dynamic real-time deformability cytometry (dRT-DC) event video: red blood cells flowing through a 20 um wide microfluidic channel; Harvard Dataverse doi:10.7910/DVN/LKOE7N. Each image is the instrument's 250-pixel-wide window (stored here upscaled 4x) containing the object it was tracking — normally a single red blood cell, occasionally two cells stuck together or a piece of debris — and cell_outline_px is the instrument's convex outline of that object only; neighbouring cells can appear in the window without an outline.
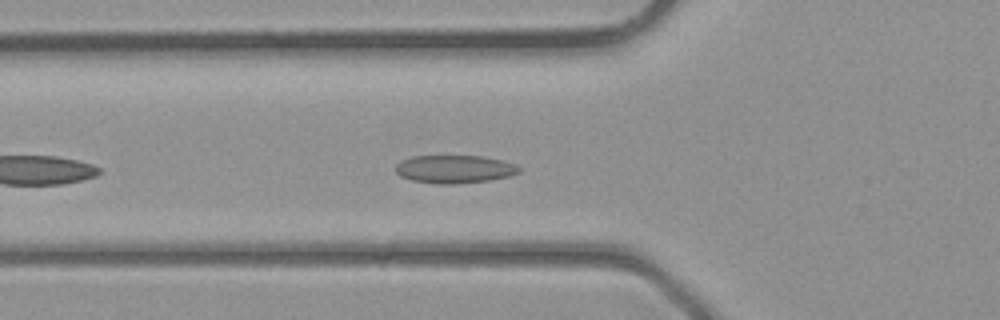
{"species": "common noctule bat (a hibernating species)", "species_latin": "Nyctalus noctula", "temperature_condition": "room temperature", "stored_images_in_passage": 26, "camera_frame_rate_fps": 3000, "um_per_image_px": 0.085, "animal": {"sex": "male", "body_mass_g": 23.1, "forearm_length_mm": 52.7}, "frame": {"image": 1, "passage_image": 4, "time_ms": 1.0, "image_size_px": [1000, 320], "cell_outline_px": [[520, 172], [508, 176], [488, 180], [452, 184], [436, 184], [412, 180], [400, 176], [396, 172], [396, 164], [400, 160], [412, 156], [480, 156], [504, 160], [516, 164], [520, 168]], "centroid_in_image_um": [38.62, 14.37], "position_along_channel_um": 87.2, "area_um2": 20.17}}
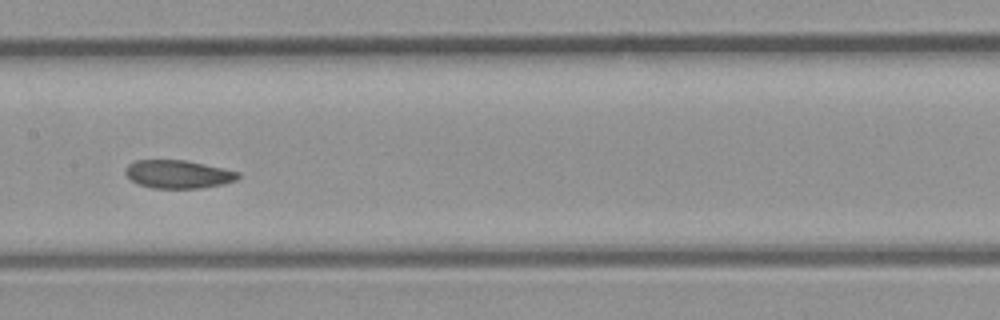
{"frame": {"image": 2, "passage_image": 10, "time_ms": 3.0, "image_size_px": [1000, 320], "cell_outline_px": [[240, 176], [236, 180], [224, 184], [200, 188], [152, 188], [136, 184], [124, 172], [128, 164], [136, 160], [188, 160], [224, 168], [240, 172]], "centroid_in_image_um": [15.16, 14.8], "position_along_channel_um": 192.2, "area_um2": 18.67}}
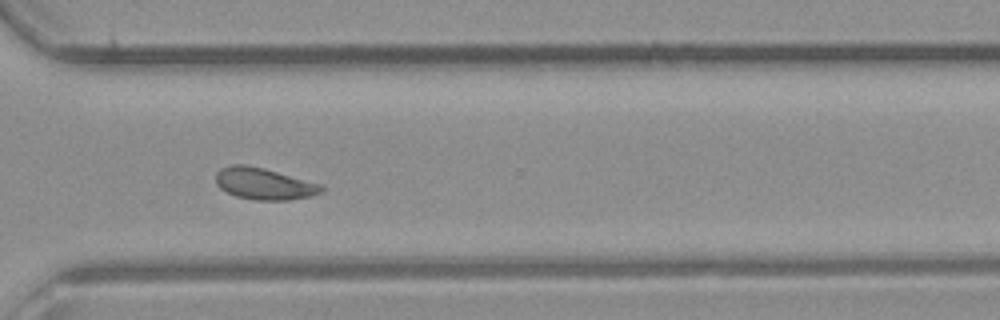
{"frame": {"image": 3, "passage_image": 19, "time_ms": 6.0, "image_size_px": [1000, 320], "cell_outline_px": [[324, 188], [320, 192], [312, 196], [288, 200], [256, 200], [236, 196], [220, 188], [216, 184], [216, 172], [220, 168], [228, 164], [248, 164], [264, 168], [324, 184]], "centroid_in_image_um": [22.45, 15.6], "position_along_channel_um": 348.2, "area_um2": 19.77}}